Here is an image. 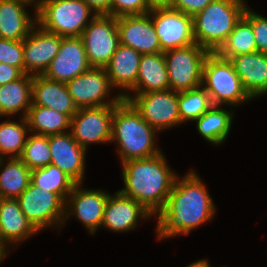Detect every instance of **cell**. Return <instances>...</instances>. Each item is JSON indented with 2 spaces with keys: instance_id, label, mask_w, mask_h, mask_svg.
<instances>
[{
  "instance_id": "60d3db41",
  "label": "cell",
  "mask_w": 267,
  "mask_h": 267,
  "mask_svg": "<svg viewBox=\"0 0 267 267\" xmlns=\"http://www.w3.org/2000/svg\"><path fill=\"white\" fill-rule=\"evenodd\" d=\"M150 9L171 7L173 0H146Z\"/></svg>"
},
{
  "instance_id": "8992f818",
  "label": "cell",
  "mask_w": 267,
  "mask_h": 267,
  "mask_svg": "<svg viewBox=\"0 0 267 267\" xmlns=\"http://www.w3.org/2000/svg\"><path fill=\"white\" fill-rule=\"evenodd\" d=\"M96 15L84 0H41L37 24L62 37H78Z\"/></svg>"
},
{
  "instance_id": "4dcf8cb0",
  "label": "cell",
  "mask_w": 267,
  "mask_h": 267,
  "mask_svg": "<svg viewBox=\"0 0 267 267\" xmlns=\"http://www.w3.org/2000/svg\"><path fill=\"white\" fill-rule=\"evenodd\" d=\"M258 52L251 23L242 16L216 53L230 60L232 57Z\"/></svg>"
},
{
  "instance_id": "f1b7e54d",
  "label": "cell",
  "mask_w": 267,
  "mask_h": 267,
  "mask_svg": "<svg viewBox=\"0 0 267 267\" xmlns=\"http://www.w3.org/2000/svg\"><path fill=\"white\" fill-rule=\"evenodd\" d=\"M25 118L29 131L34 134L53 135L70 131L71 119L48 107L32 105Z\"/></svg>"
},
{
  "instance_id": "52a82bcc",
  "label": "cell",
  "mask_w": 267,
  "mask_h": 267,
  "mask_svg": "<svg viewBox=\"0 0 267 267\" xmlns=\"http://www.w3.org/2000/svg\"><path fill=\"white\" fill-rule=\"evenodd\" d=\"M209 53L197 43L163 52L169 89L181 92L202 86L203 66Z\"/></svg>"
},
{
  "instance_id": "6da1fadb",
  "label": "cell",
  "mask_w": 267,
  "mask_h": 267,
  "mask_svg": "<svg viewBox=\"0 0 267 267\" xmlns=\"http://www.w3.org/2000/svg\"><path fill=\"white\" fill-rule=\"evenodd\" d=\"M204 183L193 169L176 177L164 208L155 217L157 239L188 236L197 227L213 221L217 206Z\"/></svg>"
},
{
  "instance_id": "e575fe53",
  "label": "cell",
  "mask_w": 267,
  "mask_h": 267,
  "mask_svg": "<svg viewBox=\"0 0 267 267\" xmlns=\"http://www.w3.org/2000/svg\"><path fill=\"white\" fill-rule=\"evenodd\" d=\"M0 63L15 66L25 74L23 40L0 38Z\"/></svg>"
},
{
  "instance_id": "1f68e13d",
  "label": "cell",
  "mask_w": 267,
  "mask_h": 267,
  "mask_svg": "<svg viewBox=\"0 0 267 267\" xmlns=\"http://www.w3.org/2000/svg\"><path fill=\"white\" fill-rule=\"evenodd\" d=\"M30 182L40 189L58 194L64 201L76 184L59 167L52 164L31 170Z\"/></svg>"
},
{
  "instance_id": "ee69618b",
  "label": "cell",
  "mask_w": 267,
  "mask_h": 267,
  "mask_svg": "<svg viewBox=\"0 0 267 267\" xmlns=\"http://www.w3.org/2000/svg\"><path fill=\"white\" fill-rule=\"evenodd\" d=\"M24 1L33 7V12H37V8L39 7L40 1L41 0H21ZM35 9V10H34Z\"/></svg>"
},
{
  "instance_id": "ffe728a7",
  "label": "cell",
  "mask_w": 267,
  "mask_h": 267,
  "mask_svg": "<svg viewBox=\"0 0 267 267\" xmlns=\"http://www.w3.org/2000/svg\"><path fill=\"white\" fill-rule=\"evenodd\" d=\"M142 54L133 48L118 45L109 63L104 67L112 88L124 99L137 82L139 64ZM120 91V92H119Z\"/></svg>"
},
{
  "instance_id": "4fadbf2b",
  "label": "cell",
  "mask_w": 267,
  "mask_h": 267,
  "mask_svg": "<svg viewBox=\"0 0 267 267\" xmlns=\"http://www.w3.org/2000/svg\"><path fill=\"white\" fill-rule=\"evenodd\" d=\"M114 109L115 106L78 108L71 118L73 139L86 151L91 144L111 143Z\"/></svg>"
},
{
  "instance_id": "b9f144b4",
  "label": "cell",
  "mask_w": 267,
  "mask_h": 267,
  "mask_svg": "<svg viewBox=\"0 0 267 267\" xmlns=\"http://www.w3.org/2000/svg\"><path fill=\"white\" fill-rule=\"evenodd\" d=\"M186 267H211V265L208 259L203 258L195 262H191V264H188Z\"/></svg>"
},
{
  "instance_id": "ba28073f",
  "label": "cell",
  "mask_w": 267,
  "mask_h": 267,
  "mask_svg": "<svg viewBox=\"0 0 267 267\" xmlns=\"http://www.w3.org/2000/svg\"><path fill=\"white\" fill-rule=\"evenodd\" d=\"M17 200L26 218L39 232L47 228L61 231L65 201L58 194L40 189L30 182Z\"/></svg>"
},
{
  "instance_id": "2e32d148",
  "label": "cell",
  "mask_w": 267,
  "mask_h": 267,
  "mask_svg": "<svg viewBox=\"0 0 267 267\" xmlns=\"http://www.w3.org/2000/svg\"><path fill=\"white\" fill-rule=\"evenodd\" d=\"M90 68L82 37H63L57 55L43 75L67 83Z\"/></svg>"
},
{
  "instance_id": "5bb4252c",
  "label": "cell",
  "mask_w": 267,
  "mask_h": 267,
  "mask_svg": "<svg viewBox=\"0 0 267 267\" xmlns=\"http://www.w3.org/2000/svg\"><path fill=\"white\" fill-rule=\"evenodd\" d=\"M148 13L163 52L196 43L192 16L172 7L154 8Z\"/></svg>"
},
{
  "instance_id": "d6a6232c",
  "label": "cell",
  "mask_w": 267,
  "mask_h": 267,
  "mask_svg": "<svg viewBox=\"0 0 267 267\" xmlns=\"http://www.w3.org/2000/svg\"><path fill=\"white\" fill-rule=\"evenodd\" d=\"M178 103L180 125L194 122L213 106L209 94L202 86L178 92Z\"/></svg>"
},
{
  "instance_id": "3957f363",
  "label": "cell",
  "mask_w": 267,
  "mask_h": 267,
  "mask_svg": "<svg viewBox=\"0 0 267 267\" xmlns=\"http://www.w3.org/2000/svg\"><path fill=\"white\" fill-rule=\"evenodd\" d=\"M158 133L143 120L129 101L122 99L115 105L111 143L115 142L121 164L161 153L162 150L156 144Z\"/></svg>"
},
{
  "instance_id": "f546056e",
  "label": "cell",
  "mask_w": 267,
  "mask_h": 267,
  "mask_svg": "<svg viewBox=\"0 0 267 267\" xmlns=\"http://www.w3.org/2000/svg\"><path fill=\"white\" fill-rule=\"evenodd\" d=\"M0 122V158H19L30 133L26 118Z\"/></svg>"
},
{
  "instance_id": "9c48e42d",
  "label": "cell",
  "mask_w": 267,
  "mask_h": 267,
  "mask_svg": "<svg viewBox=\"0 0 267 267\" xmlns=\"http://www.w3.org/2000/svg\"><path fill=\"white\" fill-rule=\"evenodd\" d=\"M129 101L143 120L158 132L180 126L178 92L171 89L147 93H129Z\"/></svg>"
},
{
  "instance_id": "83f0119b",
  "label": "cell",
  "mask_w": 267,
  "mask_h": 267,
  "mask_svg": "<svg viewBox=\"0 0 267 267\" xmlns=\"http://www.w3.org/2000/svg\"><path fill=\"white\" fill-rule=\"evenodd\" d=\"M30 180L31 170L20 158H0L2 198H18L28 188Z\"/></svg>"
},
{
  "instance_id": "484cf974",
  "label": "cell",
  "mask_w": 267,
  "mask_h": 267,
  "mask_svg": "<svg viewBox=\"0 0 267 267\" xmlns=\"http://www.w3.org/2000/svg\"><path fill=\"white\" fill-rule=\"evenodd\" d=\"M169 89L164 54H143L139 64L137 82L131 93H147Z\"/></svg>"
},
{
  "instance_id": "ab89813d",
  "label": "cell",
  "mask_w": 267,
  "mask_h": 267,
  "mask_svg": "<svg viewBox=\"0 0 267 267\" xmlns=\"http://www.w3.org/2000/svg\"><path fill=\"white\" fill-rule=\"evenodd\" d=\"M97 14L110 15L111 0H84Z\"/></svg>"
},
{
  "instance_id": "603a6c76",
  "label": "cell",
  "mask_w": 267,
  "mask_h": 267,
  "mask_svg": "<svg viewBox=\"0 0 267 267\" xmlns=\"http://www.w3.org/2000/svg\"><path fill=\"white\" fill-rule=\"evenodd\" d=\"M32 5L21 0H0V38L24 40L37 24V12L29 14Z\"/></svg>"
},
{
  "instance_id": "7402d4cb",
  "label": "cell",
  "mask_w": 267,
  "mask_h": 267,
  "mask_svg": "<svg viewBox=\"0 0 267 267\" xmlns=\"http://www.w3.org/2000/svg\"><path fill=\"white\" fill-rule=\"evenodd\" d=\"M244 90L254 100L267 95V54L253 52L230 59Z\"/></svg>"
},
{
  "instance_id": "d4e9b609",
  "label": "cell",
  "mask_w": 267,
  "mask_h": 267,
  "mask_svg": "<svg viewBox=\"0 0 267 267\" xmlns=\"http://www.w3.org/2000/svg\"><path fill=\"white\" fill-rule=\"evenodd\" d=\"M32 82L33 76L24 74L16 81L0 86V118H13L19 113L22 118L26 117L32 106Z\"/></svg>"
},
{
  "instance_id": "8fae6325",
  "label": "cell",
  "mask_w": 267,
  "mask_h": 267,
  "mask_svg": "<svg viewBox=\"0 0 267 267\" xmlns=\"http://www.w3.org/2000/svg\"><path fill=\"white\" fill-rule=\"evenodd\" d=\"M81 37L91 67H105L120 44L117 17L97 14Z\"/></svg>"
},
{
  "instance_id": "9a60e30c",
  "label": "cell",
  "mask_w": 267,
  "mask_h": 267,
  "mask_svg": "<svg viewBox=\"0 0 267 267\" xmlns=\"http://www.w3.org/2000/svg\"><path fill=\"white\" fill-rule=\"evenodd\" d=\"M154 216L143 205L116 191L110 194L105 206L101 228L125 233L133 231L140 224Z\"/></svg>"
},
{
  "instance_id": "74e56055",
  "label": "cell",
  "mask_w": 267,
  "mask_h": 267,
  "mask_svg": "<svg viewBox=\"0 0 267 267\" xmlns=\"http://www.w3.org/2000/svg\"><path fill=\"white\" fill-rule=\"evenodd\" d=\"M212 1L214 0H173L171 7L193 17Z\"/></svg>"
},
{
  "instance_id": "30bf717a",
  "label": "cell",
  "mask_w": 267,
  "mask_h": 267,
  "mask_svg": "<svg viewBox=\"0 0 267 267\" xmlns=\"http://www.w3.org/2000/svg\"><path fill=\"white\" fill-rule=\"evenodd\" d=\"M66 85L77 108L115 106L122 100L118 94L112 97L114 89L104 67H91Z\"/></svg>"
},
{
  "instance_id": "ac0fdd59",
  "label": "cell",
  "mask_w": 267,
  "mask_h": 267,
  "mask_svg": "<svg viewBox=\"0 0 267 267\" xmlns=\"http://www.w3.org/2000/svg\"><path fill=\"white\" fill-rule=\"evenodd\" d=\"M119 43L140 54L162 53L149 13L117 17Z\"/></svg>"
},
{
  "instance_id": "7a4b0ae2",
  "label": "cell",
  "mask_w": 267,
  "mask_h": 267,
  "mask_svg": "<svg viewBox=\"0 0 267 267\" xmlns=\"http://www.w3.org/2000/svg\"><path fill=\"white\" fill-rule=\"evenodd\" d=\"M167 161L162 151L149 158L121 164L124 188L118 191L139 202L154 217L164 208L178 176Z\"/></svg>"
},
{
  "instance_id": "836d02e7",
  "label": "cell",
  "mask_w": 267,
  "mask_h": 267,
  "mask_svg": "<svg viewBox=\"0 0 267 267\" xmlns=\"http://www.w3.org/2000/svg\"><path fill=\"white\" fill-rule=\"evenodd\" d=\"M29 135L19 158L30 170L46 167L51 164L48 135H38L31 132Z\"/></svg>"
},
{
  "instance_id": "e0dca14e",
  "label": "cell",
  "mask_w": 267,
  "mask_h": 267,
  "mask_svg": "<svg viewBox=\"0 0 267 267\" xmlns=\"http://www.w3.org/2000/svg\"><path fill=\"white\" fill-rule=\"evenodd\" d=\"M62 38L36 24L23 40L25 74L43 75L57 55Z\"/></svg>"
},
{
  "instance_id": "44dd1931",
  "label": "cell",
  "mask_w": 267,
  "mask_h": 267,
  "mask_svg": "<svg viewBox=\"0 0 267 267\" xmlns=\"http://www.w3.org/2000/svg\"><path fill=\"white\" fill-rule=\"evenodd\" d=\"M40 232L26 218L17 198H3L0 202V241L9 249L17 248L25 240ZM11 244V245H10Z\"/></svg>"
},
{
  "instance_id": "8d00e7d4",
  "label": "cell",
  "mask_w": 267,
  "mask_h": 267,
  "mask_svg": "<svg viewBox=\"0 0 267 267\" xmlns=\"http://www.w3.org/2000/svg\"><path fill=\"white\" fill-rule=\"evenodd\" d=\"M150 10L146 0H111L110 15L114 17L142 15Z\"/></svg>"
},
{
  "instance_id": "f35d334b",
  "label": "cell",
  "mask_w": 267,
  "mask_h": 267,
  "mask_svg": "<svg viewBox=\"0 0 267 267\" xmlns=\"http://www.w3.org/2000/svg\"><path fill=\"white\" fill-rule=\"evenodd\" d=\"M24 73L15 66L0 63V86L21 78Z\"/></svg>"
},
{
  "instance_id": "7bdbcfd3",
  "label": "cell",
  "mask_w": 267,
  "mask_h": 267,
  "mask_svg": "<svg viewBox=\"0 0 267 267\" xmlns=\"http://www.w3.org/2000/svg\"><path fill=\"white\" fill-rule=\"evenodd\" d=\"M9 250L1 241H0V264L5 260L7 254H9ZM4 259V260H3Z\"/></svg>"
},
{
  "instance_id": "277c9868",
  "label": "cell",
  "mask_w": 267,
  "mask_h": 267,
  "mask_svg": "<svg viewBox=\"0 0 267 267\" xmlns=\"http://www.w3.org/2000/svg\"><path fill=\"white\" fill-rule=\"evenodd\" d=\"M248 5L245 0H214L194 15L195 42L216 52L226 41Z\"/></svg>"
},
{
  "instance_id": "5b68a950",
  "label": "cell",
  "mask_w": 267,
  "mask_h": 267,
  "mask_svg": "<svg viewBox=\"0 0 267 267\" xmlns=\"http://www.w3.org/2000/svg\"><path fill=\"white\" fill-rule=\"evenodd\" d=\"M202 87L213 105L237 107L254 101L244 90L239 75L230 60L210 52L203 66Z\"/></svg>"
},
{
  "instance_id": "d6986e66",
  "label": "cell",
  "mask_w": 267,
  "mask_h": 267,
  "mask_svg": "<svg viewBox=\"0 0 267 267\" xmlns=\"http://www.w3.org/2000/svg\"><path fill=\"white\" fill-rule=\"evenodd\" d=\"M51 164L59 167L76 184H83L87 151L72 137L71 132L48 135Z\"/></svg>"
},
{
  "instance_id": "d590c367",
  "label": "cell",
  "mask_w": 267,
  "mask_h": 267,
  "mask_svg": "<svg viewBox=\"0 0 267 267\" xmlns=\"http://www.w3.org/2000/svg\"><path fill=\"white\" fill-rule=\"evenodd\" d=\"M243 16L251 23L257 51L267 54V18L256 13L249 6L246 7Z\"/></svg>"
},
{
  "instance_id": "4316f807",
  "label": "cell",
  "mask_w": 267,
  "mask_h": 267,
  "mask_svg": "<svg viewBox=\"0 0 267 267\" xmlns=\"http://www.w3.org/2000/svg\"><path fill=\"white\" fill-rule=\"evenodd\" d=\"M229 110H226L225 106L213 105L200 118L194 121L196 122L198 133L206 142L214 146H220L225 143V140L229 137L235 116V109L229 108Z\"/></svg>"
},
{
  "instance_id": "cb8c5ba5",
  "label": "cell",
  "mask_w": 267,
  "mask_h": 267,
  "mask_svg": "<svg viewBox=\"0 0 267 267\" xmlns=\"http://www.w3.org/2000/svg\"><path fill=\"white\" fill-rule=\"evenodd\" d=\"M32 105L54 109L70 119L78 110L66 83L49 80L44 75L33 76Z\"/></svg>"
},
{
  "instance_id": "7c38bea8",
  "label": "cell",
  "mask_w": 267,
  "mask_h": 267,
  "mask_svg": "<svg viewBox=\"0 0 267 267\" xmlns=\"http://www.w3.org/2000/svg\"><path fill=\"white\" fill-rule=\"evenodd\" d=\"M75 184L72 192L65 201V217L62 227L67 220L75 217L85 227L90 235L100 230L103 221L105 206L110 193L105 189H86Z\"/></svg>"
}]
</instances>
